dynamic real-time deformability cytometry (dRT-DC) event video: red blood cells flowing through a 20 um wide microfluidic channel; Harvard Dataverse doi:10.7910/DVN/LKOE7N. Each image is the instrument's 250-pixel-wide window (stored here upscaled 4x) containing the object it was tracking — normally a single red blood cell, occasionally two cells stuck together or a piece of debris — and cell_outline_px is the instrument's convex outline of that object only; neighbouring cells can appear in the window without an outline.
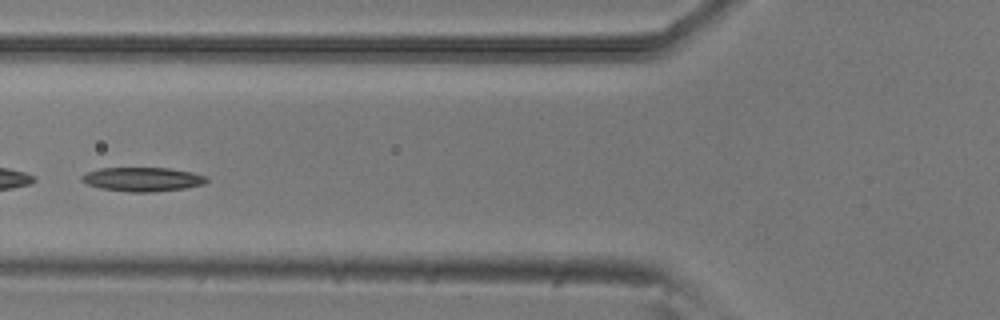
{"species": "common noctule bat (a hibernating species)", "species_latin": "Nyctalus noctula", "temperature_condition": "room temperature", "stored_images_in_passage": 6, "camera_frame_rate_fps": 3000, "um_per_image_px": 0.085, "animal": {"sex": "male", "body_mass_g": 20.5, "forearm_length_mm": 52.5}, "frame": {"image": 1, "passage_image": 5, "time_ms": 1.333, "image_size_px": [1000, 320], "cell_outline_px": [[208, 180], [204, 184], [184, 188], [152, 192], [128, 192], [100, 188], [88, 184], [80, 180], [80, 176], [88, 172], [100, 168], [172, 168], [192, 172], [208, 176]], "centroid_in_image_um": [12.13, 15.24], "position_along_channel_um": 113.7, "area_um2": 17.57}}
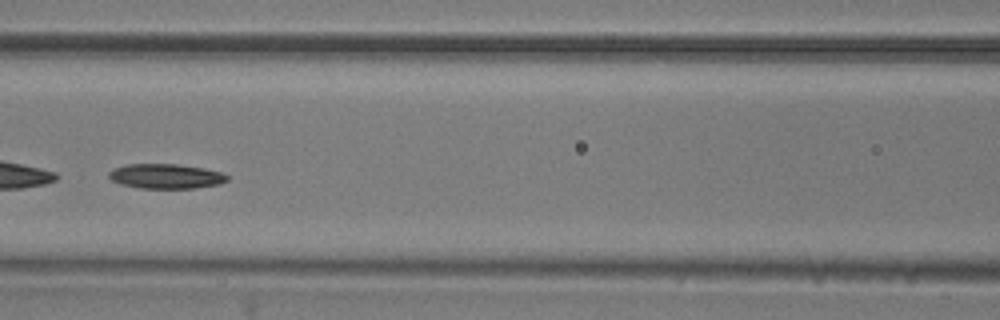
{"frame": {"image": 2, "passage_image": 6, "time_ms": 1.667, "image_size_px": [1000, 320], "cell_outline_px": [[228, 180], [220, 184], [196, 188], [140, 188], [120, 184], [112, 180], [108, 176], [108, 172], [112, 168], [128, 164], [176, 164], [204, 168], [220, 172], [228, 176]], "centroid_in_image_um": [14.08, 14.98], "position_along_channel_um": 152.5, "area_um2": 17.11}}